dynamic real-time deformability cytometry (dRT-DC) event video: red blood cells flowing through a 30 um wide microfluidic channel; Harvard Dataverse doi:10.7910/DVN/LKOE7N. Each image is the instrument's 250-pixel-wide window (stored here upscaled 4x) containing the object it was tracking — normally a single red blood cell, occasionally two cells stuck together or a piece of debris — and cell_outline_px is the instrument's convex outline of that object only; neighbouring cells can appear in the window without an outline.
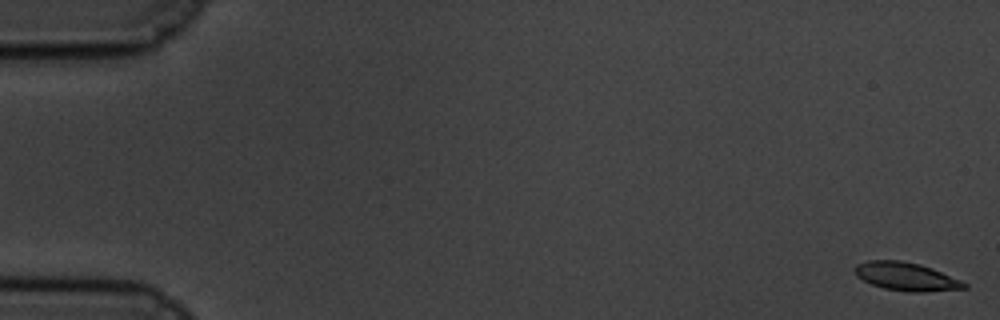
{"species": "common noctule bat (a hibernating species)", "species_latin": "Nyctalus noctula", "temperature_condition": "cold", "stored_images_in_passage": 60, "camera_frame_rate_fps": 3000, "um_per_image_px": 0.085, "animal": {"sex": "male", "body_mass_g": 19.5, "forearm_length_mm": 54.6}, "frame": {"image": 1, "passage_image": 1, "time_ms": 0.0, "image_size_px": [1000, 320], "cell_outline_px": [[968, 288], [924, 292], [908, 292], [884, 288], [872, 284], [856, 276], [852, 272], [852, 268], [856, 264], [868, 260], [900, 260], [920, 264], [932, 268], [960, 280], [968, 284]], "centroid_in_image_um": [76.99, 23.5], "position_along_channel_um": 8.0, "area_um2": 18.15}}
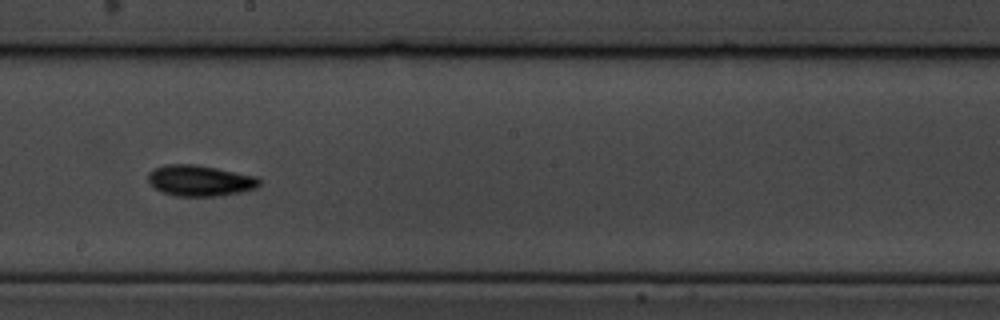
{"frame": {"image": 2, "passage_image": 34, "time_ms": 11.0, "image_size_px": [1000, 320], "cell_outline_px": [[260, 184], [256, 188], [240, 192], [216, 196], [176, 196], [160, 192], [152, 188], [148, 180], [148, 172], [152, 168], [164, 164], [196, 164], [256, 176], [260, 180]], "centroid_in_image_um": [16.92, 15.35], "position_along_channel_um": 231.3, "area_um2": 20.29}}
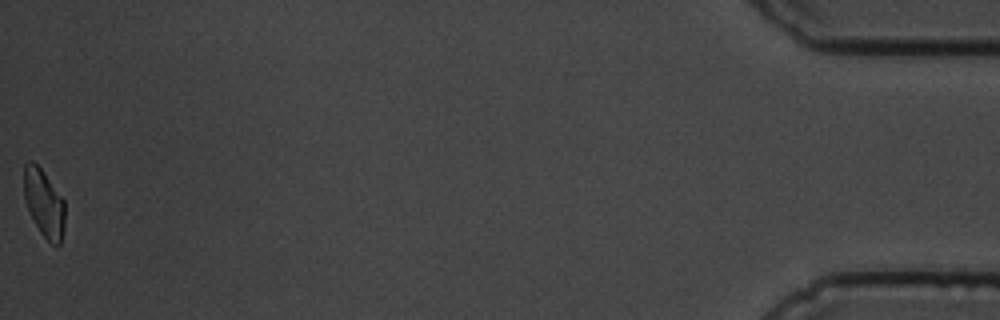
{"frame": {"image": 3, "passage_image": 60, "time_ms": 19.667, "image_size_px": [1000, 320], "cell_outline_px": [[64, 228], [60, 244], [56, 248], [40, 232], [24, 200], [24, 164], [28, 160], [32, 160], [44, 172], [64, 200]], "centroid_in_image_um": [3.74, 17.26], "position_along_channel_um": 431.5, "area_um2": 16.07}, "authors_computed_cell_mechanics": {"area_um2": 17.9469, "velocity_mm_per_s": 3.3826, "shape_relaxation_time_tau1_ms": 2.5235, "shape_relaxation_time_tau2_ms": 3.7049, "deformation_change_tau1": 0.1058, "deformation_change_tau2": 0.0946}}